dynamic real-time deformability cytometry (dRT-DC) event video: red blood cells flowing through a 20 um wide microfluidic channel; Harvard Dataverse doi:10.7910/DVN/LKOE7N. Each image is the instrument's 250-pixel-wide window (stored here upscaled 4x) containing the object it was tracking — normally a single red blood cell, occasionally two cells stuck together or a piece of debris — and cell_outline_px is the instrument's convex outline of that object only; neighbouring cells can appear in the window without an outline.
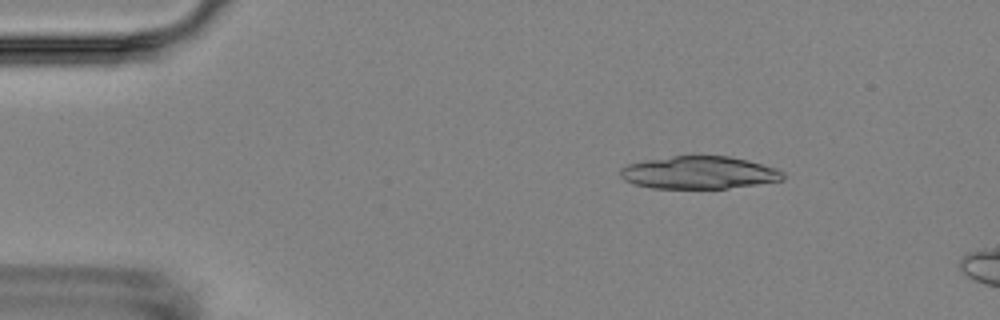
{"species": "Egyptian fruit bat (a non-hibernating species)", "species_latin": "Rousettus aegyptiacus", "temperature_condition": "room temperature", "stored_images_in_passage": 6, "camera_frame_rate_fps": 3000, "um_per_image_px": 0.085, "animal": {"sex": "female"}, "frame": {"image": 1, "passage_image": 3, "time_ms": 2.333, "image_size_px": [1000, 320], "cell_outline_px": [[784, 180], [728, 188], [652, 188], [632, 184], [624, 180], [620, 176], [620, 168], [628, 164], [644, 160], [672, 156], [728, 156], [748, 160], [776, 168], [784, 172]], "centroid_in_image_um": [59.4, 14.67], "position_along_channel_um": 25.6, "area_um2": 30.98}}